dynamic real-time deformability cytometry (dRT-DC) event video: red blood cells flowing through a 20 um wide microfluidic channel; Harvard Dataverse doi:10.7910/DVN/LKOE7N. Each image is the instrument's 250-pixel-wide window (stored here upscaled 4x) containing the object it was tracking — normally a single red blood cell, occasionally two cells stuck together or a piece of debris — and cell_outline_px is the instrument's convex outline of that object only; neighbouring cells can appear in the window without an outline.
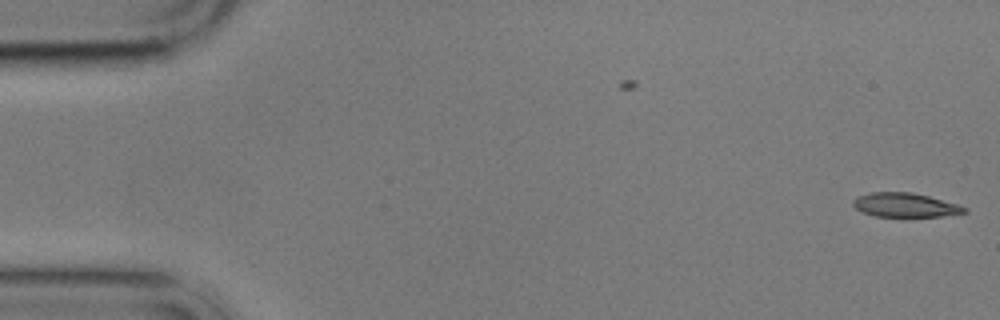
{"species": "common noctule bat (a hibernating species)", "species_latin": "Nyctalus noctula", "temperature_condition": "cold", "stored_images_in_passage": 2, "camera_frame_rate_fps": 3000, "um_per_image_px": 0.085, "animal": {"sex": "male", "body_mass_g": 17.9}, "frame": {"image": 1, "passage_image": 2, "time_ms": 1.0, "image_size_px": [1000, 320], "cell_outline_px": [[968, 212], [940, 216], [876, 216], [860, 212], [852, 204], [852, 200], [856, 196], [868, 192], [912, 192], [928, 196], [956, 204], [968, 208]], "centroid_in_image_um": [76.87, 17.42], "position_along_channel_um": 8.1, "area_um2": 15.61}}